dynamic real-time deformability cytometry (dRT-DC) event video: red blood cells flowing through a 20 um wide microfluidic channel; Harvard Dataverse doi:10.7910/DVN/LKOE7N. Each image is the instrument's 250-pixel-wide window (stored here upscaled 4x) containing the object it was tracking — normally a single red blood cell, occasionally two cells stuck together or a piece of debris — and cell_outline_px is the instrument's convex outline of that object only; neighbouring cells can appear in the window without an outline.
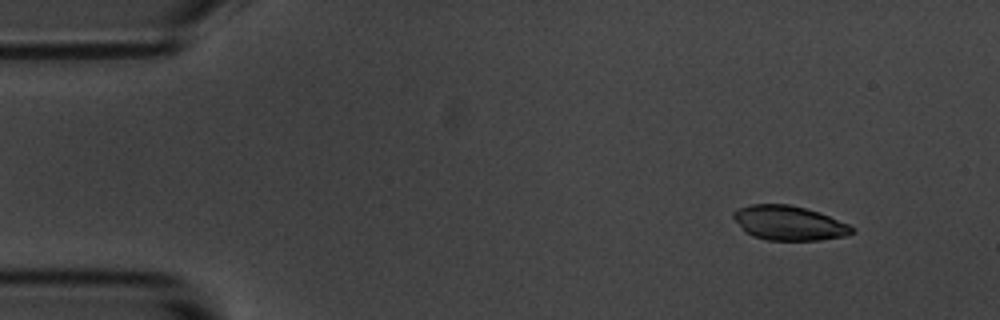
{"species": "common noctule bat (a hibernating species)", "species_latin": "Nyctalus noctula", "temperature_condition": "room temperature", "stored_images_in_passage": 5, "camera_frame_rate_fps": 3000, "um_per_image_px": 0.085, "animal": {"sex": "male", "body_mass_g": 20.1, "forearm_length_mm": 53.5}, "frame": {"image": 1, "passage_image": 1, "time_ms": 0.0, "image_size_px": [1000, 320], "cell_outline_px": [[856, 232], [844, 236], [820, 240], [768, 240], [752, 236], [744, 232], [732, 216], [732, 212], [740, 208], [752, 204], [788, 204], [804, 208], [828, 216], [848, 224], [856, 228]], "centroid_in_image_um": [67.05, 18.97], "position_along_channel_um": 18.0, "area_um2": 23.7}}
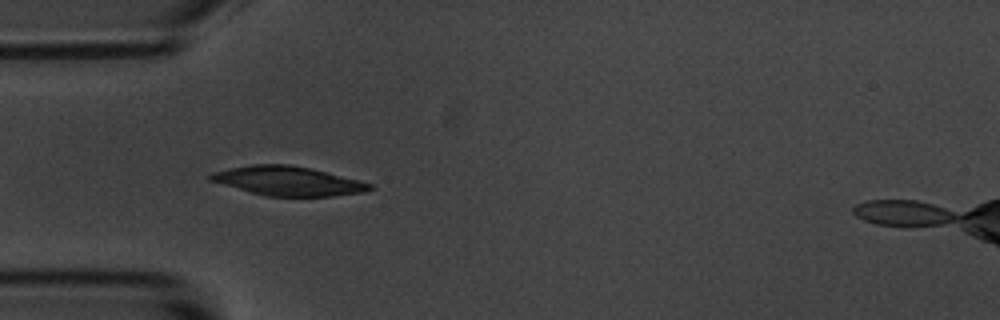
{"frame": {"image": 2, "passage_image": 4, "time_ms": 3.667, "image_size_px": [1000, 320], "cell_outline_px": [[376, 188], [364, 192], [332, 196], [264, 196], [208, 180], [208, 176], [212, 172], [228, 168], [252, 164], [288, 164], [308, 168], [372, 184]], "centroid_in_image_um": [24.42, 15.39], "position_along_channel_um": 60.6, "area_um2": 26.82}}